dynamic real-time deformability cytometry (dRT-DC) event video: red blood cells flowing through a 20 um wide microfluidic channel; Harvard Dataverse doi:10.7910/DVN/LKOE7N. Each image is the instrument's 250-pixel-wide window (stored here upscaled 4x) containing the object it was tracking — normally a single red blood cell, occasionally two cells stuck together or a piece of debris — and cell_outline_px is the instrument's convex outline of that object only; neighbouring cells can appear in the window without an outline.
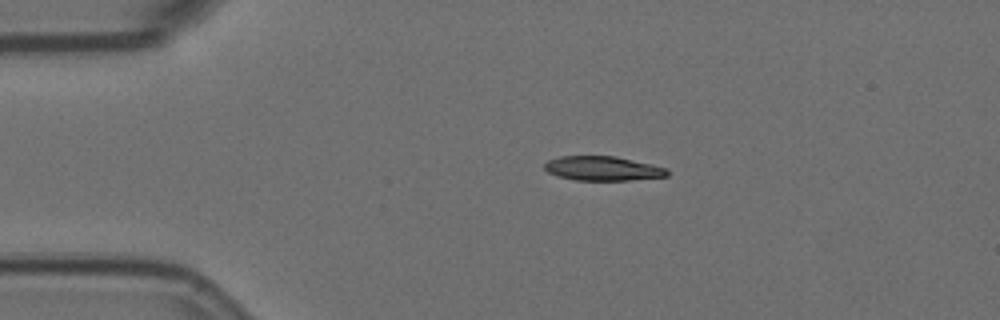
{"species": "Egyptian fruit bat (a non-hibernating species)", "species_latin": "Rousettus aegyptiacus", "temperature_condition": "room temperature", "stored_images_in_passage": 3, "camera_frame_rate_fps": 3000, "um_per_image_px": 0.085, "animal": {"sex": "female"}, "frame": {"image": 1, "passage_image": 1, "time_ms": 0.0, "image_size_px": [1000, 320], "cell_outline_px": [[668, 176], [628, 180], [576, 180], [556, 176], [548, 172], [544, 168], [544, 164], [548, 160], [560, 156], [616, 156], [652, 164], [668, 168]], "centroid_in_image_um": [51.23, 14.31], "position_along_channel_um": 33.8, "area_um2": 17.46}}
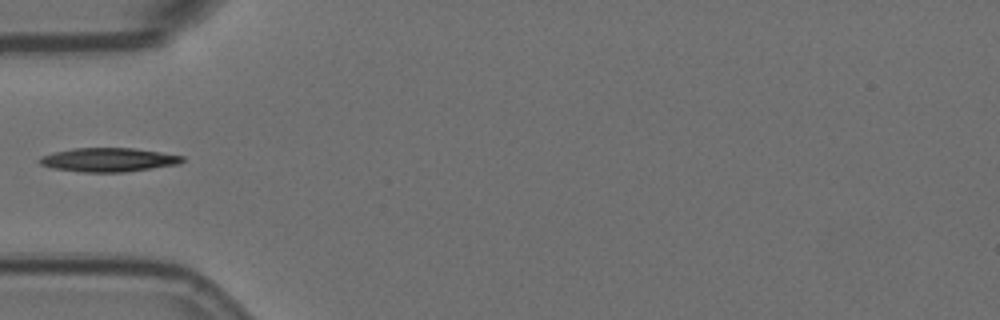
{"frame": {"image": 2, "passage_image": 3, "time_ms": 0.667, "image_size_px": [1000, 320], "cell_outline_px": [[184, 160], [180, 164], [124, 172], [80, 172], [52, 168], [40, 164], [40, 156], [52, 152], [72, 148], [132, 148], [160, 152], [184, 156]], "centroid_in_image_um": [9.2, 13.58], "position_along_channel_um": 75.8, "area_um2": 19.88}}